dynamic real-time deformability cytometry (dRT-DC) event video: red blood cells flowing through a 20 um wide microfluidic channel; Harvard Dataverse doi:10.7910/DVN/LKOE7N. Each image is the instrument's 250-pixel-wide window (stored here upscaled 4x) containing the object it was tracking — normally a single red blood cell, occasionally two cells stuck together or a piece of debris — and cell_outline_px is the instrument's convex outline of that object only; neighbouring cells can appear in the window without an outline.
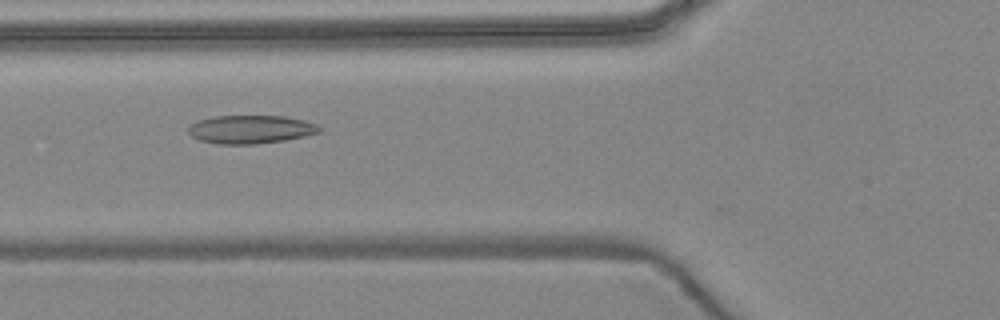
{"species": "common noctule bat (a hibernating species)", "species_latin": "Nyctalus noctula", "temperature_condition": "warm", "stored_images_in_passage": 4, "camera_frame_rate_fps": 3000, "um_per_image_px": 0.085, "animal": {"sex": "female", "body_mass_g": 24.6, "forearm_length_mm": 56.2}, "frame": {"image": 1, "passage_image": 4, "time_ms": 3.333, "image_size_px": [1000, 320], "cell_outline_px": [[320, 132], [304, 136], [284, 140], [256, 144], [216, 144], [200, 140], [192, 136], [188, 132], [188, 128], [196, 120], [212, 116], [284, 116], [304, 120], [316, 124], [320, 128]], "centroid_in_image_um": [21.27, 10.99], "position_along_channel_um": 104.5, "area_um2": 21.62}}